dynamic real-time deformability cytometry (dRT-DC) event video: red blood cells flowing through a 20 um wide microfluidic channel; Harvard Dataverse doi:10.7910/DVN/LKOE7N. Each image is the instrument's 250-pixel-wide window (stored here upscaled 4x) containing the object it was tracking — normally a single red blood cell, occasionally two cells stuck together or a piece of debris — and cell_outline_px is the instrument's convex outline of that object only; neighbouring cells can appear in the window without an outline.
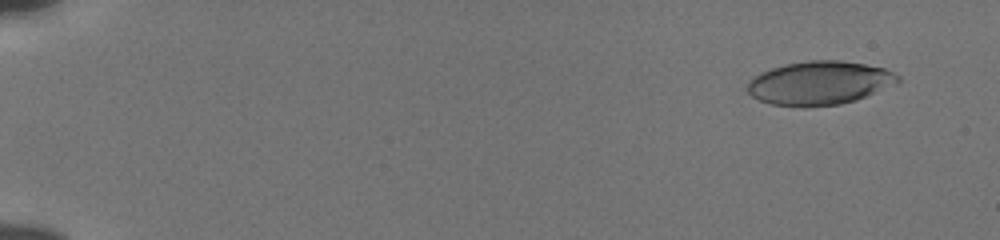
{"species": "human", "species_latin": "Homo sapiens", "temperature_condition": "cold", "stored_images_in_passage": 55, "camera_frame_rate_fps": 3000, "um_per_image_px": 0.085, "donor": {"sex": "male"}, "frame": {"image": 1, "passage_image": 4, "time_ms": 1.0, "image_size_px": [1000, 240], "cell_outline_px": [[900, 80], [896, 84], [856, 100], [840, 104], [804, 108], [772, 104], [760, 100], [752, 96], [744, 88], [748, 80], [760, 72], [784, 64], [808, 60], [840, 60], [864, 64], [884, 68], [900, 76]], "centroid_in_image_um": [69.62, 7.06], "position_along_channel_um": 15.4, "area_um2": 38.61}}
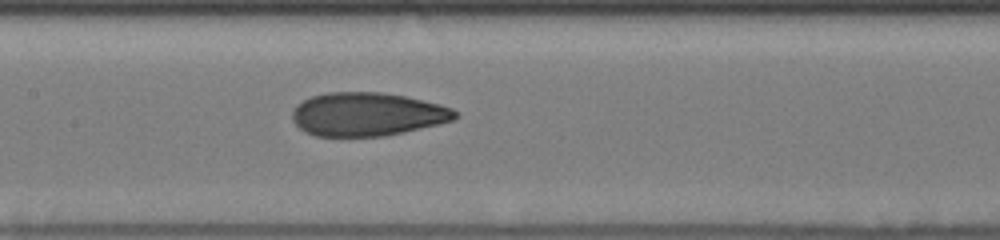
{"frame": {"image": 2, "passage_image": 29, "time_ms": 9.333, "image_size_px": [1000, 240], "cell_outline_px": [[460, 116], [456, 120], [404, 132], [384, 136], [316, 136], [300, 128], [292, 120], [292, 112], [296, 104], [312, 96], [328, 92], [380, 92], [404, 96], [440, 104], [452, 108]], "centroid_in_image_um": [31.24, 9.71], "position_along_channel_um": 176.2, "area_um2": 41.27}}
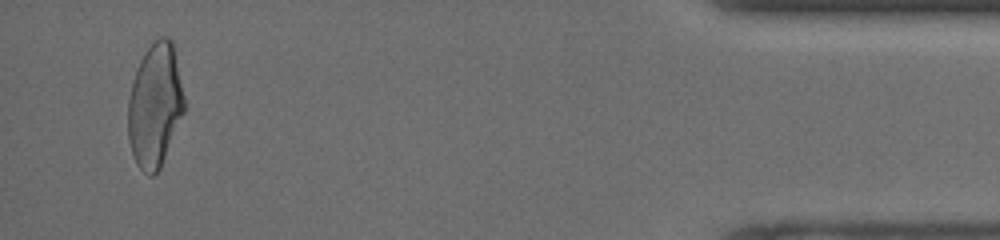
{"frame": {"image": 3, "passage_image": 53, "time_ms": 17.333, "image_size_px": [1000, 240], "cell_outline_px": [[184, 112], [160, 168], [152, 176], [148, 176], [136, 164], [128, 140], [128, 100], [132, 84], [140, 60], [144, 52], [160, 36], [168, 36], [172, 40], [184, 96]], "centroid_in_image_um": [13.17, 8.97], "position_along_channel_um": 422.0, "area_um2": 40.23}, "authors_computed_cell_mechanics": {"area_um2": 40.6912, "velocity_mm_per_s": 3.852, "shape_relaxation_time_tau1_ms": 6.9552, "shape_relaxation_time_tau2_ms": 1.5295, "deformation_change_tau1": 0.2144, "deformation_change_tau2": 0.0797}}